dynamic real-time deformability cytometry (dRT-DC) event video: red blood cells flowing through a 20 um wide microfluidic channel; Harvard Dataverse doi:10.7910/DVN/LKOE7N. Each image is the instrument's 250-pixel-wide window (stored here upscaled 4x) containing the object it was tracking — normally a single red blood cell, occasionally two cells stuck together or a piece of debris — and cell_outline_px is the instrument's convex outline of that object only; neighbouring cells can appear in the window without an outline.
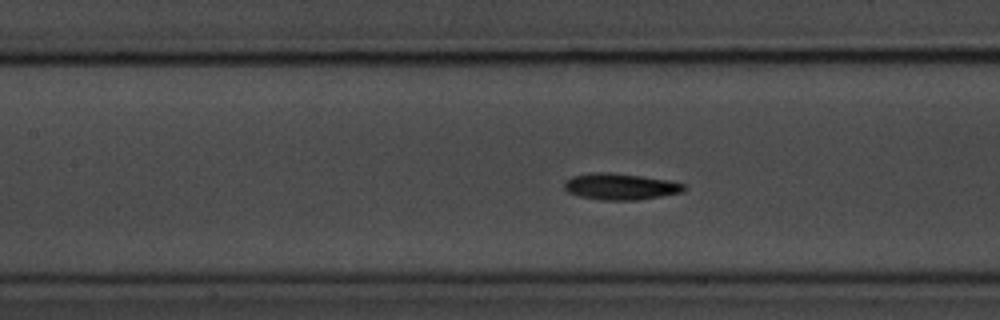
{"species": "common noctule bat (a hibernating species)", "species_latin": "Nyctalus noctula", "temperature_condition": "room temperature", "stored_images_in_passage": 55, "camera_frame_rate_fps": 3000, "um_per_image_px": 0.085, "animal": {"sex": "male", "body_mass_g": 20.1, "forearm_length_mm": 53.5}, "frame": {"image": 1, "passage_image": 24, "time_ms": 7.667, "image_size_px": [1000, 320], "cell_outline_px": [[688, 188], [684, 192], [636, 200], [604, 200], [580, 196], [568, 192], [564, 188], [564, 180], [572, 176], [596, 172], [608, 172], [640, 176], [668, 180], [684, 184]], "centroid_in_image_um": [52.74, 15.85], "position_along_channel_um": 154.7, "area_um2": 18.32}, "authors_computed_cell_mechanics": {"area_um2": 17.5134, "velocity_mm_per_s": 3.671, "shape_relaxation_time_tau1_ms": 2.8023, "shape_relaxation_time_tau2_ms": 2.712, "deformation_change_tau1": 0.1222, "deformation_change_tau2": 0.0874}}